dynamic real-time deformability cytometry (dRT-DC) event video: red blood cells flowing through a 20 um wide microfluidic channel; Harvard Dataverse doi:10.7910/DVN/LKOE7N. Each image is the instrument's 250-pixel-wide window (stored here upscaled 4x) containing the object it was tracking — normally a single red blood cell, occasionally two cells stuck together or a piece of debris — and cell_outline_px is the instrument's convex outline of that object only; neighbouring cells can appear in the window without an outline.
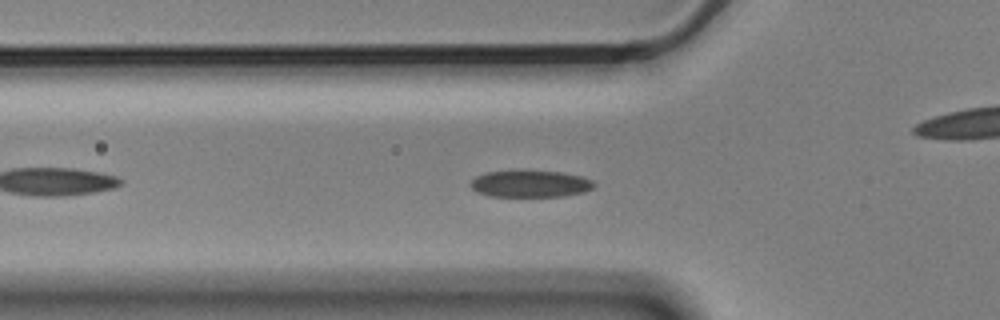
{"species": "Egyptian fruit bat (a non-hibernating species)", "species_latin": "Rousettus aegyptiacus", "temperature_condition": "cold", "stored_images_in_passage": 47, "camera_frame_rate_fps": 3000, "um_per_image_px": 0.085, "animal": {"sex": "male"}, "frame": {"image": 1, "passage_image": 8, "time_ms": 2.333, "image_size_px": [1000, 320], "cell_outline_px": [[596, 184], [592, 188], [584, 192], [564, 196], [488, 196], [476, 192], [468, 184], [476, 176], [488, 172], [560, 172], [580, 176], [592, 180]], "centroid_in_image_um": [45.06, 15.65], "position_along_channel_um": 80.7, "area_um2": 18.9}}
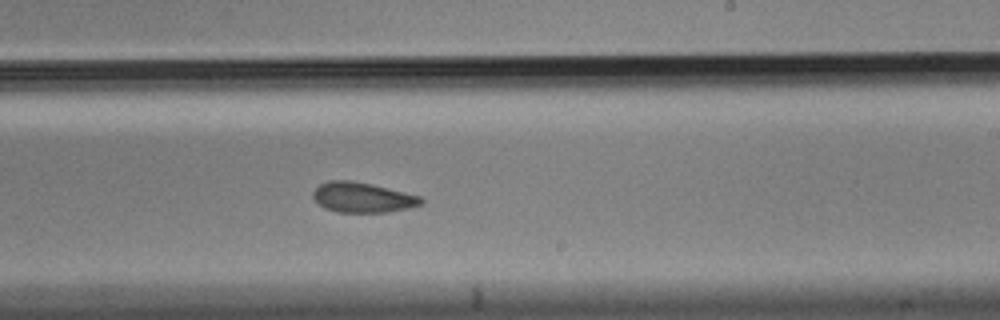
{"frame": {"image": 2, "passage_image": 23, "time_ms": 7.333, "image_size_px": [1000, 320], "cell_outline_px": [[424, 200], [420, 204], [408, 208], [388, 212], [336, 212], [324, 208], [312, 196], [312, 192], [320, 184], [328, 180], [348, 180], [372, 184], [420, 196]], "centroid_in_image_um": [30.79, 16.78], "position_along_channel_um": 258.2, "area_um2": 18.84}}
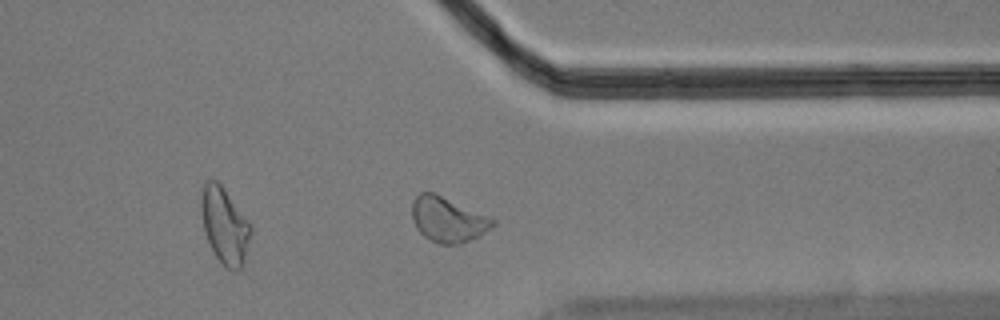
{"frame": {"image": 3, "passage_image": 33, "time_ms": 10.667, "image_size_px": [1000, 320], "cell_outline_px": [[496, 224], [476, 236], [460, 244], [440, 244], [424, 236], [416, 228], [412, 216], [412, 200], [420, 192], [432, 192], [488, 216], [496, 220]], "centroid_in_image_um": [38.03, 18.65], "position_along_channel_um": 373.4, "area_um2": 20.69}, "authors_computed_cell_mechanics": {"area_um2": 19.8832, "velocity_mm_per_s": 3.5356, "shape_relaxation_time_tau1_ms": 2.5534, "shape_relaxation_time_tau2_ms": 2.2502, "deformation_change_tau1": 0.0969, "deformation_change_tau2": 0.0797}}